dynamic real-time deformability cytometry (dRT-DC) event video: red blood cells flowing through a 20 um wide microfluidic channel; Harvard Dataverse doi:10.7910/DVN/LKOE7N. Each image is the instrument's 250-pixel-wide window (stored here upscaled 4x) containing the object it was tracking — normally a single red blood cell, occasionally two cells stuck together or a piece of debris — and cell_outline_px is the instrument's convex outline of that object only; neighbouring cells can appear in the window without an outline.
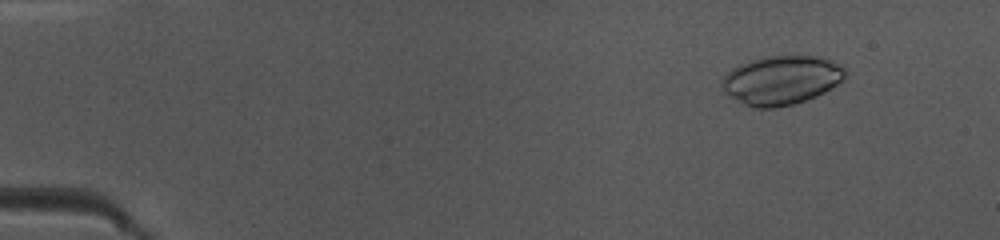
{"species": "common noctule bat (a hibernating species)", "species_latin": "Nyctalus noctula", "temperature_condition": "warm", "stored_images_in_passage": 41, "camera_frame_rate_fps": 3000, "um_per_image_px": 0.085, "animal": {"sex": "female", "body_mass_g": 10.0, "forearm_length_mm": 53.1}, "frame": {"image": 1, "passage_image": 6, "time_ms": 1.667, "image_size_px": [1000, 240], "cell_outline_px": [[848, 72], [836, 84], [824, 92], [816, 96], [792, 104], [772, 108], [756, 108], [744, 104], [724, 92], [724, 76], [732, 68], [740, 64], [764, 56], [820, 56], [832, 60], [840, 64]], "centroid_in_image_um": [66.44, 6.8], "position_along_channel_um": 18.6, "area_um2": 34.74}}
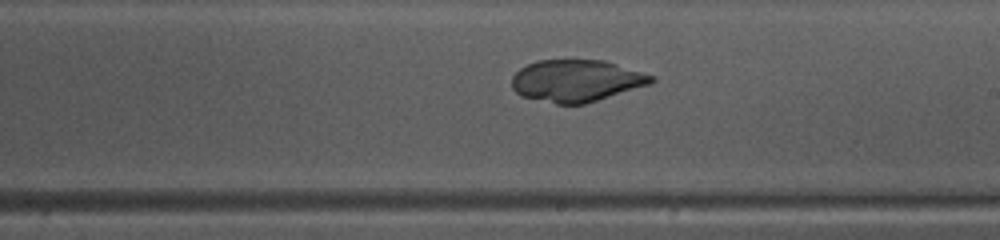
{"frame": {"image": 2, "passage_image": 29, "time_ms": 9.333, "image_size_px": [1000, 240], "cell_outline_px": [[656, 80], [648, 84], [584, 104], [556, 104], [520, 96], [512, 88], [512, 76], [520, 68], [536, 60], [604, 60], [656, 76]], "centroid_in_image_um": [48.96, 6.86], "position_along_channel_um": 240.0, "area_um2": 33.99}}
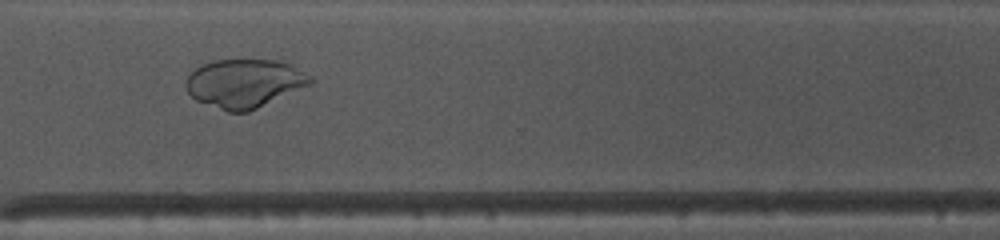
{"frame": {"image": 3, "passage_image": 37, "time_ms": 12.0, "image_size_px": [1000, 240], "cell_outline_px": [[316, 80], [312, 84], [248, 112], [228, 112], [196, 100], [188, 92], [184, 84], [188, 76], [196, 68], [212, 60], [276, 60], [288, 64], [312, 76]], "centroid_in_image_um": [20.79, 7.09], "position_along_channel_um": 349.8, "area_um2": 35.08}}